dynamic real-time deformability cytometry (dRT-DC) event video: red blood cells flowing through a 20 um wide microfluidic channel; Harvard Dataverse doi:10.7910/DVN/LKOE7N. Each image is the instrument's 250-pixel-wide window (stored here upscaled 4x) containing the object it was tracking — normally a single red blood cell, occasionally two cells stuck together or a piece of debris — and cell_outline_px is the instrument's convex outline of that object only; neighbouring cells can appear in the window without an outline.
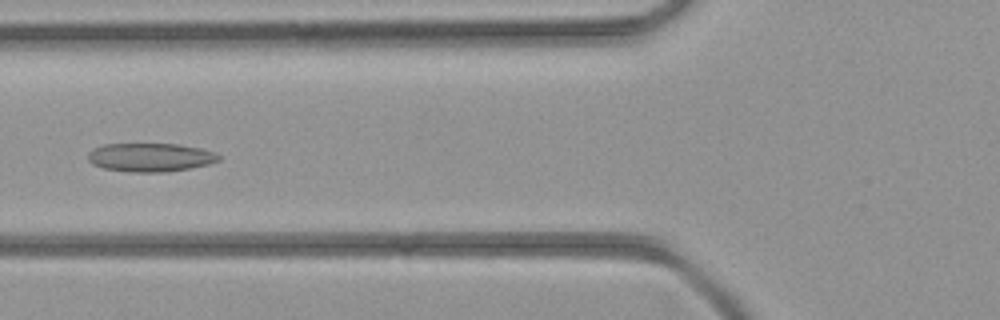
{"species": "common noctule bat (a hibernating species)", "species_latin": "Nyctalus noctula", "temperature_condition": "room temperature", "stored_images_in_passage": 33, "camera_frame_rate_fps": 3000, "um_per_image_px": 0.085, "animal": {"sex": "female", "body_mass_g": 21.9}, "frame": {"image": 1, "passage_image": 7, "time_ms": 2.0, "image_size_px": [1000, 320], "cell_outline_px": [[220, 160], [208, 164], [168, 172], [128, 172], [104, 168], [92, 164], [88, 160], [88, 152], [92, 148], [104, 144], [180, 144], [200, 148], [216, 152], [220, 156]], "centroid_in_image_um": [12.77, 13.37], "position_along_channel_um": 113.0, "area_um2": 21.91}}
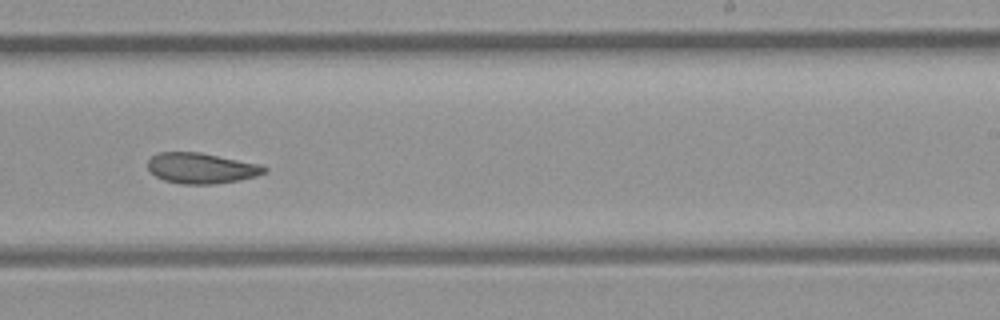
{"frame": {"image": 2, "passage_image": 17, "time_ms": 5.333, "image_size_px": [1000, 320], "cell_outline_px": [[268, 168], [264, 172], [256, 176], [240, 180], [216, 184], [180, 184], [164, 180], [156, 176], [148, 168], [148, 160], [156, 152], [200, 152], [260, 164]], "centroid_in_image_um": [17.1, 14.29], "position_along_channel_um": 271.9, "area_um2": 20.81}}
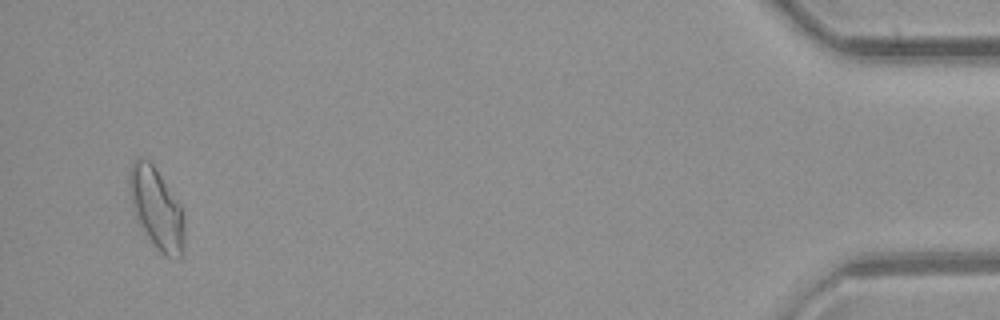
{"frame": {"image": 3, "passage_image": 32, "time_ms": 10.333, "image_size_px": [1000, 320], "cell_outline_px": [[184, 252], [180, 256], [164, 256], [152, 244], [136, 216], [132, 204], [128, 184], [128, 176], [132, 164], [140, 156], [148, 160], [152, 164], [180, 204], [184, 212]], "centroid_in_image_um": [13.32, 17.72], "position_along_channel_um": 421.9, "area_um2": 25.66}}